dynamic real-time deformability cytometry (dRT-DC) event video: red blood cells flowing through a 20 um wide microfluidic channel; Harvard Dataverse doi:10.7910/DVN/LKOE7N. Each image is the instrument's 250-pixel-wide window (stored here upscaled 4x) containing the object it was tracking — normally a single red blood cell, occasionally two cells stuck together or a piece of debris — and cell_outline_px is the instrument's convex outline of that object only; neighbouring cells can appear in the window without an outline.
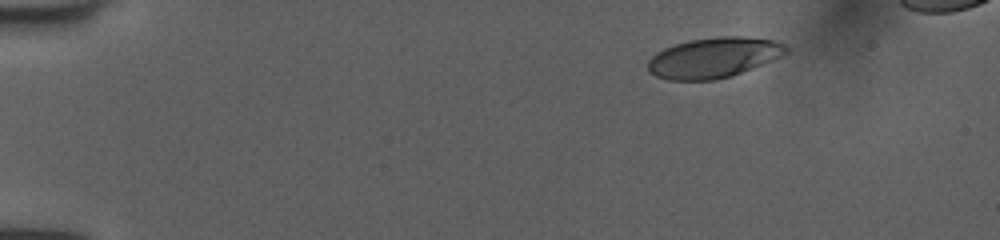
{"species": "human", "species_latin": "Homo sapiens", "temperature_condition": "room temperature", "stored_images_in_passage": 34, "camera_frame_rate_fps": 3000, "um_per_image_px": 0.085, "donor": {"sex": "female"}, "frame": {"image": 1, "passage_image": 1, "time_ms": 0.0, "image_size_px": [1000, 240], "cell_outline_px": [[764, 40], [744, 68], [736, 72], [724, 76], [700, 80], [688, 80], [664, 76], [656, 72], [652, 68], [652, 60], [656, 56], [680, 44], [700, 40]], "centroid_in_image_um": [59.96, 5.01], "position_along_channel_um": 25.0, "area_um2": 23.64}}
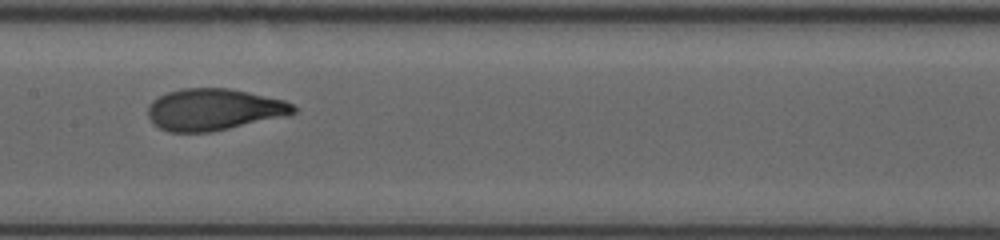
{"frame": {"image": 2, "passage_image": 21, "time_ms": 6.667, "image_size_px": [1000, 240], "cell_outline_px": [[292, 112], [220, 128], [168, 128], [160, 124], [156, 120], [152, 108], [164, 96], [180, 92], [236, 92], [276, 100], [288, 104], [292, 108]], "centroid_in_image_um": [18.25, 9.31], "position_along_channel_um": 189.1, "area_um2": 28.03}}
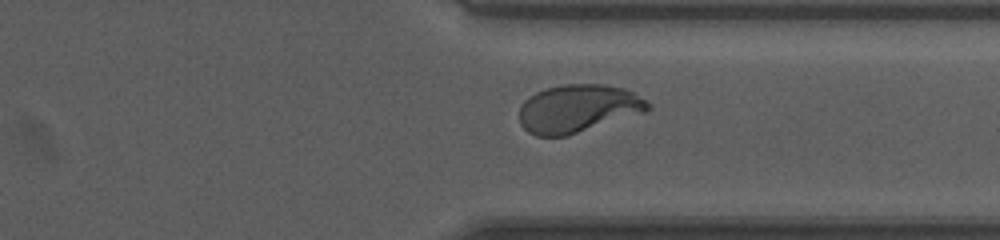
{"frame": {"image": 3, "passage_image": 34, "time_ms": 11.0, "image_size_px": [1000, 240], "cell_outline_px": [[624, 100], [588, 124], [572, 132], [560, 136], [544, 136], [544, 92], [552, 88], [612, 88]], "centroid_in_image_um": [48.93, 9.19], "position_along_channel_um": 362.5, "area_um2": 19.77}}